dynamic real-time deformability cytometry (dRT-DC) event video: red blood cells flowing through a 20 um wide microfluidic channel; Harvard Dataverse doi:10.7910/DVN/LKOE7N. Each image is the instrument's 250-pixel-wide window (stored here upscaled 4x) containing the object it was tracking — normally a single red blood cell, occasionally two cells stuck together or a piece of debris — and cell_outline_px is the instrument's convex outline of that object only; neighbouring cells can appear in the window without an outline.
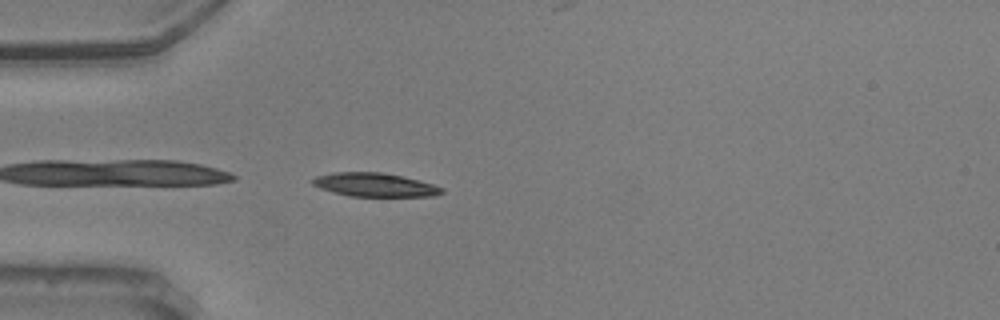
{"species": "common noctule bat (a hibernating species)", "species_latin": "Nyctalus noctula", "temperature_condition": "warm", "stored_images_in_passage": 41, "camera_frame_rate_fps": 3000, "um_per_image_px": 0.085, "animal": {"sex": "male", "body_mass_g": 20.5, "forearm_length_mm": 52.5}, "frame": {"image": 1, "passage_image": 1, "time_ms": 0.0, "image_size_px": [1000, 320], "cell_outline_px": [[444, 192], [436, 196], [348, 196], [332, 192], [320, 188], [312, 184], [308, 180], [316, 176], [332, 172], [380, 172], [400, 176], [432, 184], [444, 188]], "centroid_in_image_um": [31.79, 15.71], "position_along_channel_um": 53.2, "area_um2": 17.8}}
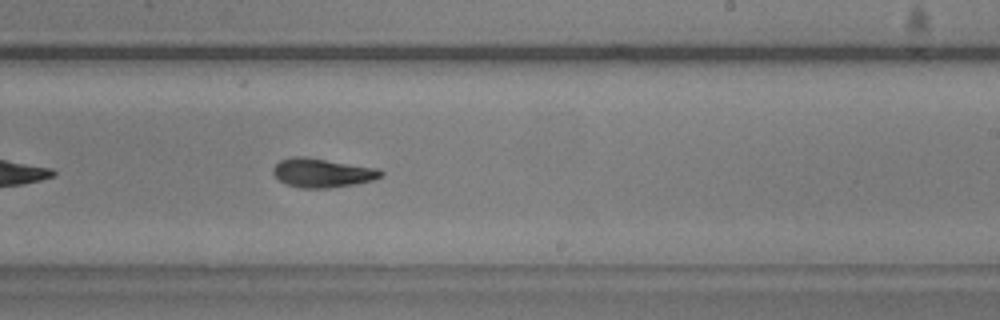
{"frame": {"image": 2, "passage_image": 19, "time_ms": 6.0, "image_size_px": [1000, 320], "cell_outline_px": [[384, 176], [372, 180], [356, 184], [328, 188], [300, 188], [288, 184], [280, 180], [272, 172], [272, 168], [280, 160], [292, 156], [304, 156], [380, 168], [384, 172]], "centroid_in_image_um": [27.43, 14.68], "position_along_channel_um": 261.6, "area_um2": 18.38}}
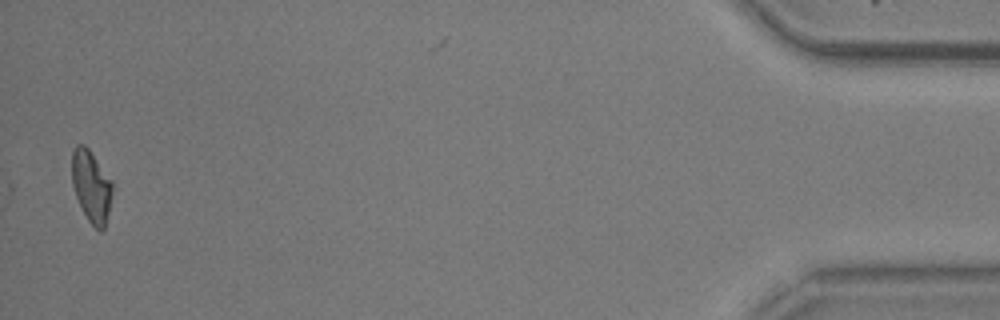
{"frame": {"image": 3, "passage_image": 40, "time_ms": 13.0, "image_size_px": [1000, 320], "cell_outline_px": [[112, 192], [108, 212], [104, 228], [100, 232], [88, 220], [76, 196], [72, 184], [72, 152], [76, 144], [84, 144], [88, 148], [112, 180]], "centroid_in_image_um": [7.75, 15.8], "position_along_channel_um": 427.4, "area_um2": 16.7}, "authors_computed_cell_mechanics": {"area_um2": 18.0336, "velocity_mm_per_s": 3.6163, "shape_relaxation_time_tau1_ms": 5.6859, "shape_relaxation_time_tau2_ms": 4.7166, "deformation_change_tau1": 0.1797, "deformation_change_tau2": 0.111}}